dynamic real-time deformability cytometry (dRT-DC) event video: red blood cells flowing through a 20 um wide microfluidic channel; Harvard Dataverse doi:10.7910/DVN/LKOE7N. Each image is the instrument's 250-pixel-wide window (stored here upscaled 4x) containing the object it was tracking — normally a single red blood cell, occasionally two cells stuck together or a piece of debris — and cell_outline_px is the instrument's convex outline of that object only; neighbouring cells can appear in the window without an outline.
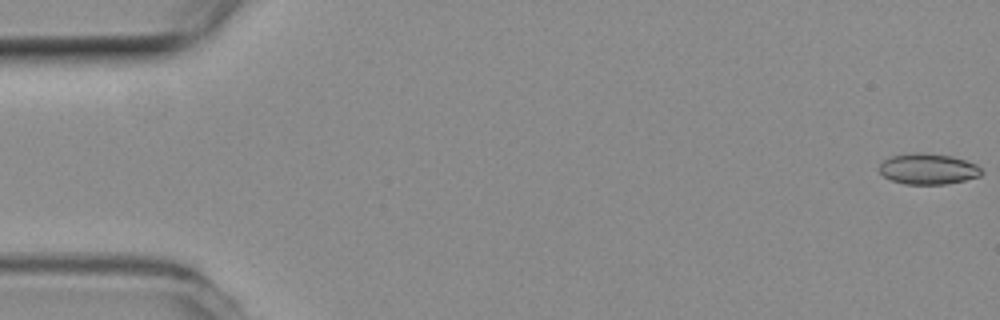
{"species": "common noctule bat (a hibernating species)", "species_latin": "Nyctalus noctula", "temperature_condition": "room temperature", "stored_images_in_passage": 14, "camera_frame_rate_fps": 3000, "um_per_image_px": 0.085, "animal": {"sex": "female", "body_mass_g": 19.3, "forearm_length_mm": 54.1}, "frame": {"image": 1, "passage_image": 1, "time_ms": 0.0, "image_size_px": [1000, 320], "cell_outline_px": [[984, 172], [980, 176], [964, 180], [944, 184], [904, 184], [892, 180], [884, 176], [876, 168], [888, 156], [912, 152], [924, 152], [952, 156], [976, 164]], "centroid_in_image_um": [78.85, 14.34], "position_along_channel_um": 6.2, "area_um2": 18.55}}
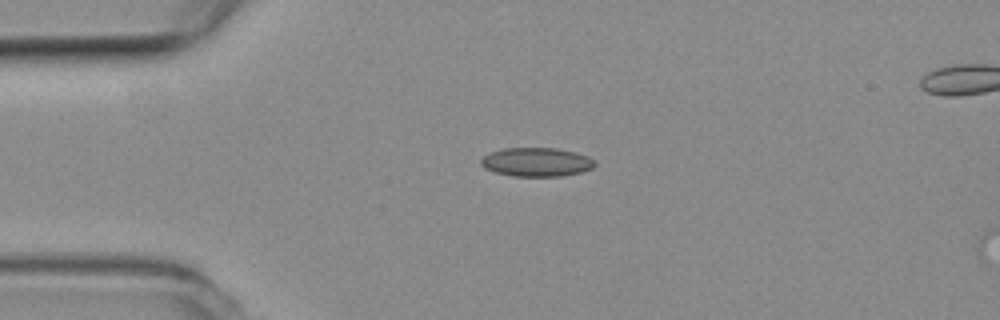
{"frame": {"image": 2, "passage_image": 13, "time_ms": 4.0, "image_size_px": [1000, 320], "cell_outline_px": [[596, 164], [592, 168], [580, 172], [560, 176], [512, 176], [496, 172], [484, 168], [480, 164], [480, 160], [488, 152], [504, 148], [556, 148], [576, 152], [588, 156]], "centroid_in_image_um": [45.57, 13.77], "position_along_channel_um": 39.4, "area_um2": 19.13}}